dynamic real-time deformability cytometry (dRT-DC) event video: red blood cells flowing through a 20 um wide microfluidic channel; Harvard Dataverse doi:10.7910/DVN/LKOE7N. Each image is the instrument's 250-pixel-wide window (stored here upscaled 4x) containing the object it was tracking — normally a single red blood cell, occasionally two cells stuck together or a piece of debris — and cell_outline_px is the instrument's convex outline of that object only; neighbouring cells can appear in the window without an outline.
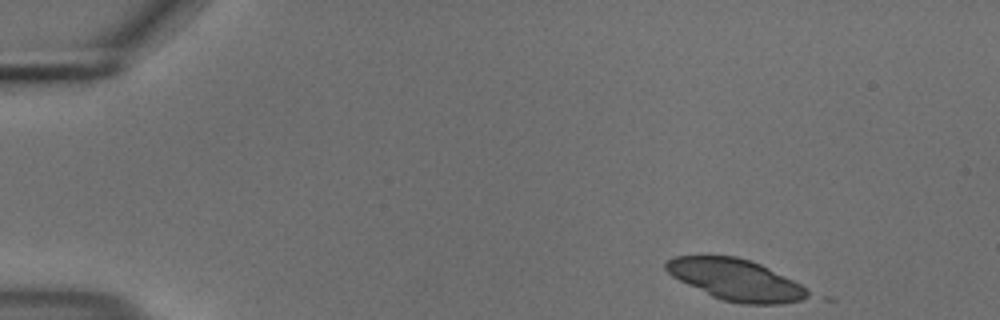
{"species": "common noctule bat (a hibernating species)", "species_latin": "Nyctalus noctula", "temperature_condition": "cold", "stored_images_in_passage": 4, "camera_frame_rate_fps": 3000, "um_per_image_px": 0.085, "animal": {"sex": "male", "body_mass_g": 18.8}, "frame": {"image": 1, "passage_image": 1, "time_ms": 0.0, "image_size_px": [1000, 320], "cell_outline_px": [[808, 296], [800, 300], [780, 304], [740, 304], [720, 300], [672, 276], [664, 268], [664, 264], [668, 260], [676, 256], [736, 256], [752, 260], [800, 284], [808, 292]], "centroid_in_image_um": [62.51, 23.78], "position_along_channel_um": 22.5, "area_um2": 33.7}}